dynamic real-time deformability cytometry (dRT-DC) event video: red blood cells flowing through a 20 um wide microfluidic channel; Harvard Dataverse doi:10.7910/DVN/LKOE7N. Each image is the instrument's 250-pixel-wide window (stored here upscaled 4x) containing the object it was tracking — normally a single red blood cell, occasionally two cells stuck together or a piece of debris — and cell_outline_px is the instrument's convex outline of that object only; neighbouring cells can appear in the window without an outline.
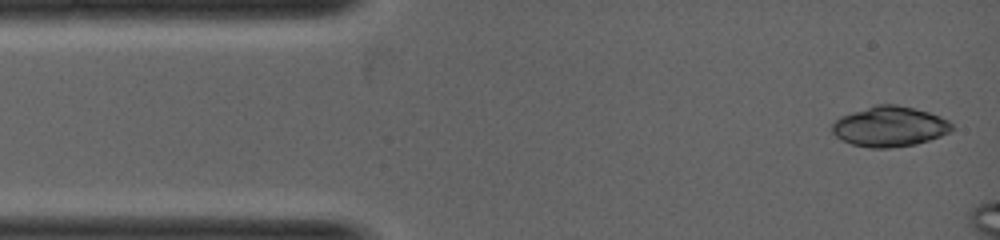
{"species": "common noctule bat (a hibernating species)", "species_latin": "Nyctalus noctula", "temperature_condition": "warm", "stored_images_in_passage": 4, "camera_frame_rate_fps": 5000, "um_per_image_px": 0.085, "animal": {"sex": "female", "body_mass_g": 19.0, "forearm_length_mm": 53.3}, "frame": {"image": 1, "passage_image": 1, "time_ms": 0.0, "image_size_px": [1000, 240], "cell_outline_px": [[952, 128], [948, 132], [940, 136], [916, 144], [888, 148], [872, 148], [852, 144], [836, 136], [832, 132], [832, 124], [840, 116], [876, 104], [896, 104], [928, 112], [940, 116], [948, 120], [952, 124]], "centroid_in_image_um": [75.6, 10.75], "position_along_channel_um": 9.4, "area_um2": 27.8}}